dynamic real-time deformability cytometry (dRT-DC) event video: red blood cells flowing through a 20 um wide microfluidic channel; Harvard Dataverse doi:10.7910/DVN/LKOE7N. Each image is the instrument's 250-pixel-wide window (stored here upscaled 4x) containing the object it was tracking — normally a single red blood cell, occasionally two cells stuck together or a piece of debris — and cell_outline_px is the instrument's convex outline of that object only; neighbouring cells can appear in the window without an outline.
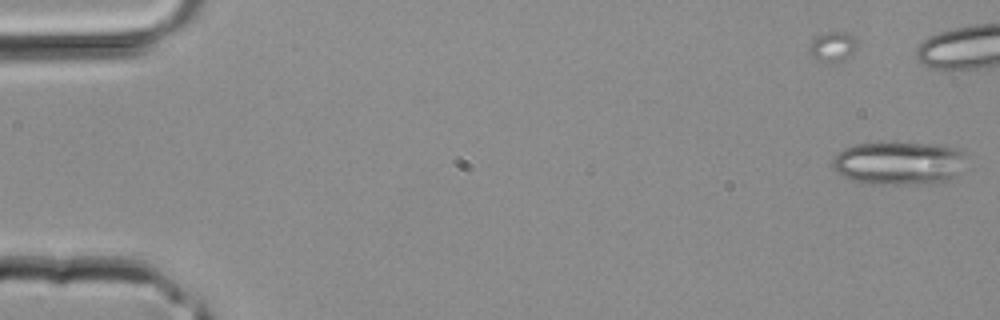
{"species": "common noctule bat (a hibernating species)", "species_latin": "Nyctalus noctula", "temperature_condition": "room temperature", "stored_images_in_passage": 6, "camera_frame_rate_fps": 3000, "um_per_image_px": 0.085, "animal": {"sex": "male", "body_mass_g": 20.4}, "frame": {"image": 1, "passage_image": 1, "time_ms": 0.0, "image_size_px": [1000, 320], "cell_outline_px": [[960, 172], [948, 180], [928, 184], [868, 184], [852, 180], [836, 172], [832, 168], [832, 160], [844, 148], [856, 144], [880, 140], [940, 144], [956, 148], [960, 152]], "centroid_in_image_um": [76.31, 13.83], "position_along_channel_um": 8.7, "area_um2": 34.22}}
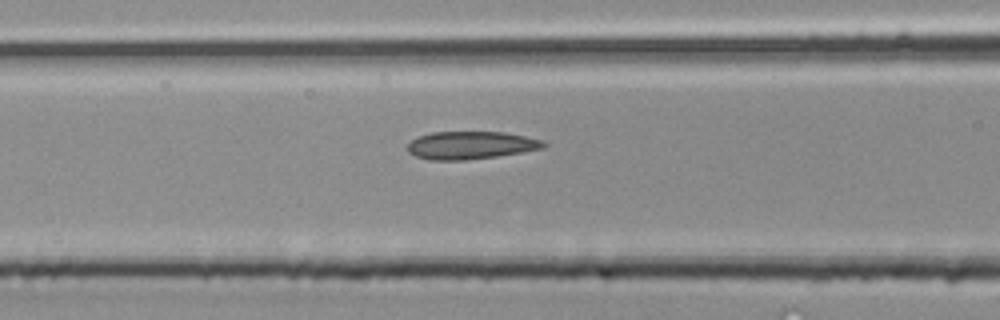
{"frame": {"image": 2, "passage_image": 6, "time_ms": 1.667, "image_size_px": [1000, 320], "cell_outline_px": [[548, 144], [544, 148], [496, 156], [464, 160], [432, 160], [416, 156], [408, 152], [408, 144], [412, 140], [420, 136], [432, 132], [504, 132], [544, 140]], "centroid_in_image_um": [40.04, 12.34], "position_along_channel_um": 126.6, "area_um2": 21.85}}